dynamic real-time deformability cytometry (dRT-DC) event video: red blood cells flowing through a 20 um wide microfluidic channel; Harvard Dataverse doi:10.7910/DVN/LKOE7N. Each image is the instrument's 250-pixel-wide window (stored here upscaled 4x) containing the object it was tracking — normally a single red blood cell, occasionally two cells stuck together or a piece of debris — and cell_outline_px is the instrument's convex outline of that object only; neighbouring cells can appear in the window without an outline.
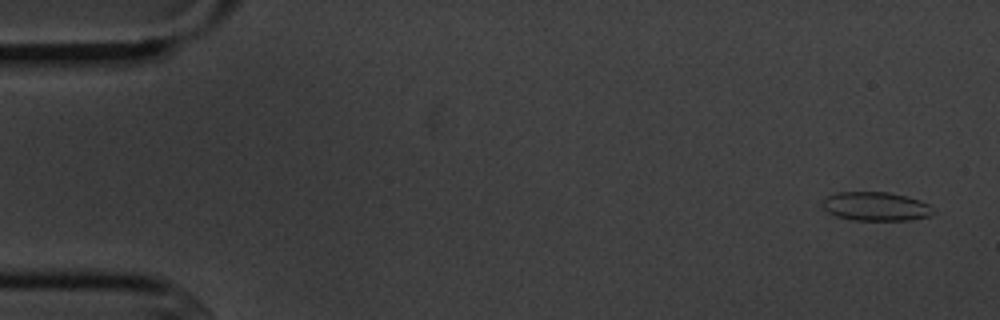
{"species": "common noctule bat (a hibernating species)", "species_latin": "Nyctalus noctula", "temperature_condition": "cold", "stored_images_in_passage": 4, "camera_frame_rate_fps": 3000, "um_per_image_px": 0.085, "animal": {"sex": "male", "body_mass_g": 20.1, "forearm_length_mm": 53.5}, "frame": {"image": 1, "passage_image": 1, "time_ms": 0.0, "image_size_px": [1000, 320], "cell_outline_px": [[932, 212], [928, 216], [908, 220], [852, 220], [836, 216], [828, 212], [820, 204], [828, 196], [836, 192], [888, 192], [920, 200], [928, 204]], "centroid_in_image_um": [74.38, 17.54], "position_along_channel_um": 10.6, "area_um2": 18.38}}
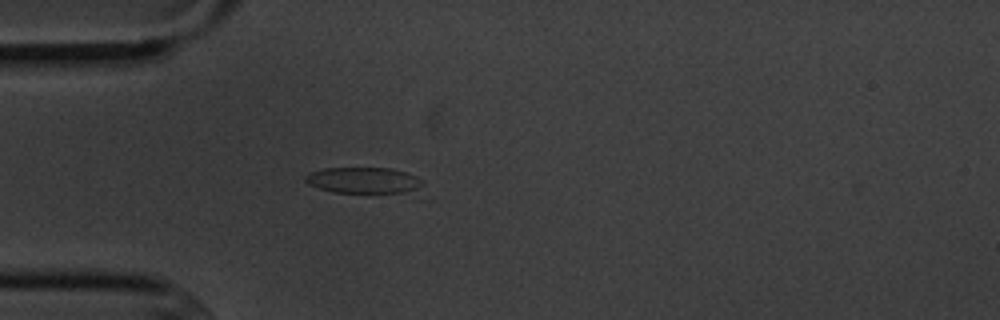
{"frame": {"image": 2, "passage_image": 4, "time_ms": 4.333, "image_size_px": [1000, 320], "cell_outline_px": [[424, 184], [416, 192], [332, 192], [308, 184], [304, 180], [304, 176], [308, 172], [324, 168], [388, 168], [404, 172], [416, 176], [424, 180]], "centroid_in_image_um": [30.91, 15.32], "position_along_channel_um": 54.1, "area_um2": 17.86}}